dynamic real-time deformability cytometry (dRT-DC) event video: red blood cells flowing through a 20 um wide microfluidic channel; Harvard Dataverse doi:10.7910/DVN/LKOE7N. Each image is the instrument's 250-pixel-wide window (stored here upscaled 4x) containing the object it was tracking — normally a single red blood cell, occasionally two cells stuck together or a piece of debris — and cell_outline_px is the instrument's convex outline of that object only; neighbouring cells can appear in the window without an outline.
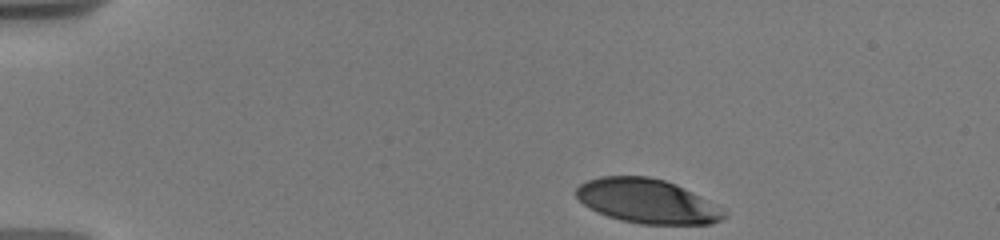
{"species": "human", "species_latin": "Homo sapiens", "temperature_condition": "warm", "stored_images_in_passage": 49, "camera_frame_rate_fps": 3000, "um_per_image_px": 0.085, "donor": {"sex": "male"}, "frame": {"image": 1, "passage_image": 1, "time_ms": 0.0, "image_size_px": [1000, 240], "cell_outline_px": [[728, 216], [712, 224], [640, 224], [620, 220], [596, 212], [584, 204], [576, 196], [576, 188], [580, 184], [588, 180], [600, 176], [648, 176], [664, 180], [676, 184], [724, 208]], "centroid_in_image_um": [55.03, 17.1], "position_along_channel_um": 30.0, "area_um2": 38.26}}
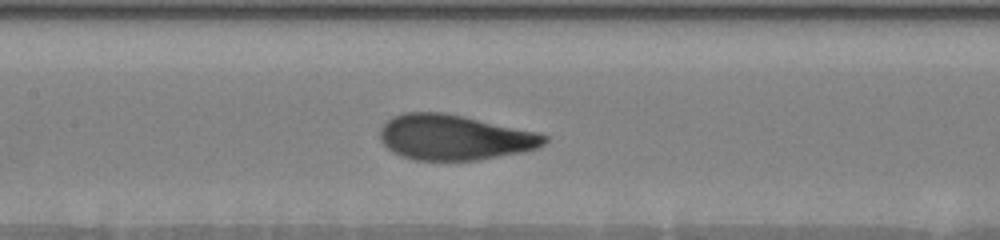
{"frame": {"image": 2, "passage_image": 21, "time_ms": 6.0, "image_size_px": [1000, 240], "cell_outline_px": [[548, 140], [544, 144], [536, 148], [524, 152], [476, 160], [416, 160], [400, 156], [392, 152], [380, 140], [380, 128], [392, 116], [404, 112], [444, 112], [536, 132], [548, 136]], "centroid_in_image_um": [38.59, 11.68], "position_along_channel_um": 168.8, "area_um2": 43.29}}
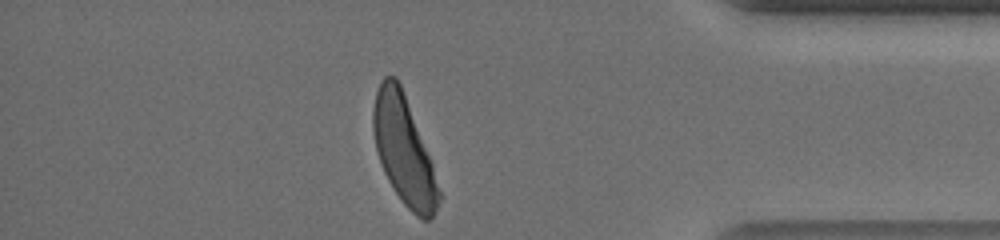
{"frame": {"image": 3, "passage_image": 47, "time_ms": 13.0, "image_size_px": [1000, 240], "cell_outline_px": [[444, 196], [432, 216], [428, 220], [424, 220], [416, 216], [404, 204], [388, 180], [380, 164], [376, 148], [372, 128], [372, 108], [376, 92], [384, 76], [396, 76], [400, 84], [432, 164]], "centroid_in_image_um": [34.33, 12.82], "position_along_channel_um": 400.9, "area_um2": 41.04}, "authors_computed_cell_mechanics": {"area_um2": 42.483, "velocity_mm_per_s": 3.666, "shape_relaxation_time_tau1_ms": 3.6715, "shape_relaxation_time_tau2_ms": null, "deformation_change_tau1": 0.189, "deformation_change_tau2": null}}